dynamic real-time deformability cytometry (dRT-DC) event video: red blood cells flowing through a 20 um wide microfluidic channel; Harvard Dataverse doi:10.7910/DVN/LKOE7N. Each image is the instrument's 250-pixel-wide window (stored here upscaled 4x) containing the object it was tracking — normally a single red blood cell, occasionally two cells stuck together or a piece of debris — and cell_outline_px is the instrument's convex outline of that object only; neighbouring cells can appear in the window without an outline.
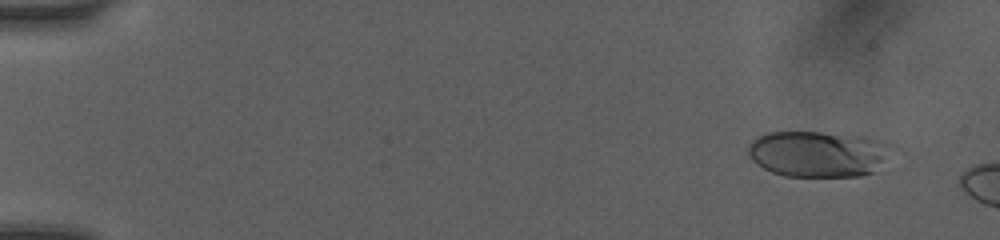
{"species": "human", "species_latin": "Homo sapiens", "temperature_condition": "room temperature", "stored_images_in_passage": 49, "camera_frame_rate_fps": 3000, "um_per_image_px": 0.085, "donor": {"sex": "female"}, "frame": {"image": 1, "passage_image": 4, "time_ms": 1.0, "image_size_px": [1000, 240], "cell_outline_px": [[896, 148], [872, 172], [860, 176], [784, 176], [772, 172], [756, 164], [752, 160], [748, 152], [748, 144], [756, 136], [768, 132], [820, 132], [868, 136], [896, 144]], "centroid_in_image_um": [69.58, 13.05], "position_along_channel_um": 15.4, "area_um2": 39.07}}
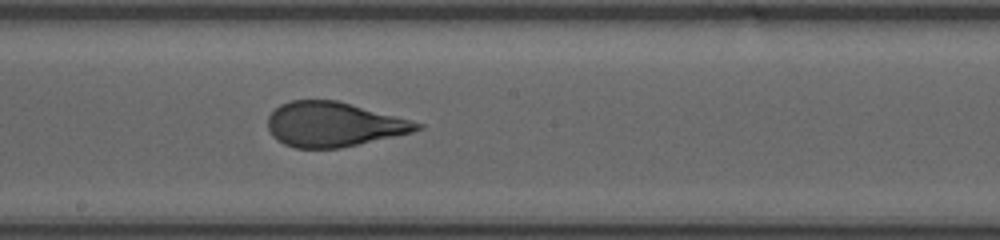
{"frame": {"image": 2, "passage_image": 28, "time_ms": 9.333, "image_size_px": [1000, 240], "cell_outline_px": [[424, 128], [412, 132], [340, 148], [296, 148], [284, 144], [276, 140], [272, 136], [268, 128], [268, 116], [280, 104], [292, 100], [336, 100], [412, 120], [424, 124]], "centroid_in_image_um": [28.34, 10.57], "position_along_channel_um": 219.9, "area_um2": 38.67}}
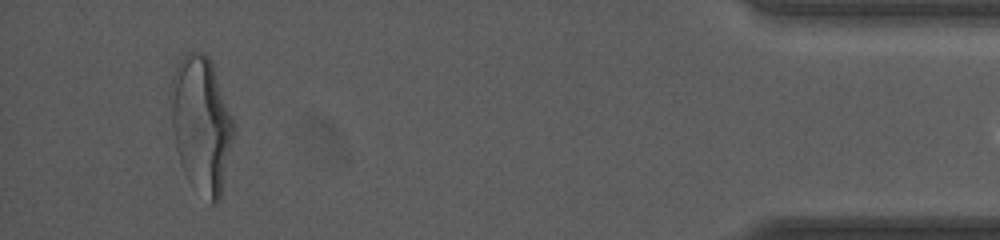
{"frame": {"image": 3, "passage_image": 48, "time_ms": 15.667, "image_size_px": [1000, 240], "cell_outline_px": [[236, 132], [220, 200], [216, 204], [212, 204], [184, 172], [180, 164], [176, 148], [172, 124], [172, 80], [176, 64], [184, 52], [204, 52], [212, 60], [236, 124]], "centroid_in_image_um": [17.17, 10.51], "position_along_channel_um": 418.0, "area_um2": 50.11}}